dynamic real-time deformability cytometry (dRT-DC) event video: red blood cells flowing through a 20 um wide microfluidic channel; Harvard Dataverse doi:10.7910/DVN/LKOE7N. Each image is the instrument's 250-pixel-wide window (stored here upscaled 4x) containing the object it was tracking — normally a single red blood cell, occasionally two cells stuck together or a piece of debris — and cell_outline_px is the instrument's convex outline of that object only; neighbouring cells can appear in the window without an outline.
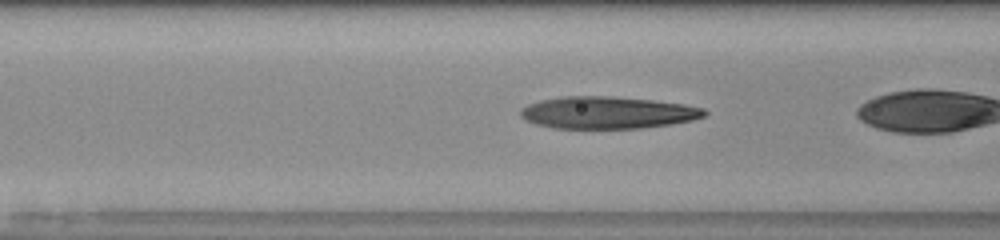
{"species": "human", "species_latin": "Homo sapiens", "temperature_condition": "room temperature", "stored_images_in_passage": 35, "camera_frame_rate_fps": 3000, "um_per_image_px": 0.085, "donor": {"sex": "male"}, "frame": {"image": 1, "passage_image": 16, "time_ms": 5.0, "image_size_px": [1000, 240], "cell_outline_px": [[708, 112], [704, 116], [692, 120], [672, 124], [640, 128], [552, 128], [536, 124], [524, 120], [520, 116], [520, 108], [528, 104], [540, 100], [564, 96], [612, 96], [652, 100], [684, 104], [704, 108]], "centroid_in_image_um": [51.62, 9.57], "position_along_channel_um": 115.0, "area_um2": 34.56}}